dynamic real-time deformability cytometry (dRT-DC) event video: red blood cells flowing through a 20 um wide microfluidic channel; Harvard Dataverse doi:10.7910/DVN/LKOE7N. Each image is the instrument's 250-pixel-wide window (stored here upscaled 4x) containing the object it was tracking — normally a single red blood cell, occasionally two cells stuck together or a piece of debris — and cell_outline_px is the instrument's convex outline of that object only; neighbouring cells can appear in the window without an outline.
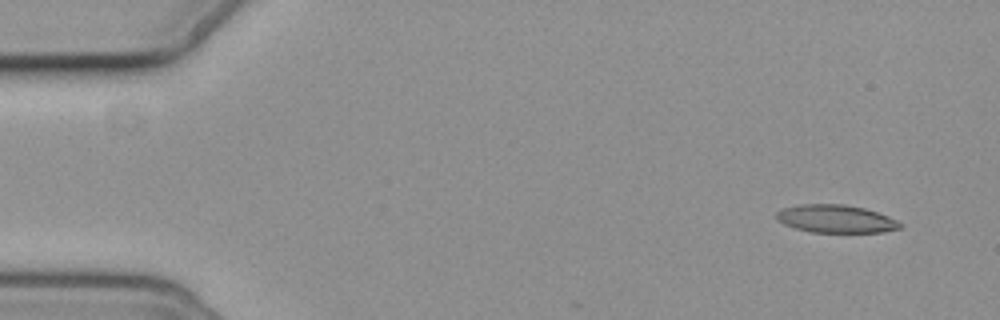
{"species": "common noctule bat (a hibernating species)", "species_latin": "Nyctalus noctula", "temperature_condition": "cold", "stored_images_in_passage": 5, "camera_frame_rate_fps": 3000, "um_per_image_px": 0.085, "animal": {"sex": "female", "body_mass_g": 19.3, "forearm_length_mm": 54.1}, "frame": {"image": 1, "passage_image": 1, "time_ms": 0.0, "image_size_px": [1000, 320], "cell_outline_px": [[900, 228], [884, 232], [812, 232], [796, 228], [784, 224], [776, 220], [776, 212], [784, 208], [800, 204], [844, 204], [864, 208], [888, 216], [896, 220], [900, 224]], "centroid_in_image_um": [71.02, 18.6], "position_along_channel_um": 14.0, "area_um2": 19.94}}